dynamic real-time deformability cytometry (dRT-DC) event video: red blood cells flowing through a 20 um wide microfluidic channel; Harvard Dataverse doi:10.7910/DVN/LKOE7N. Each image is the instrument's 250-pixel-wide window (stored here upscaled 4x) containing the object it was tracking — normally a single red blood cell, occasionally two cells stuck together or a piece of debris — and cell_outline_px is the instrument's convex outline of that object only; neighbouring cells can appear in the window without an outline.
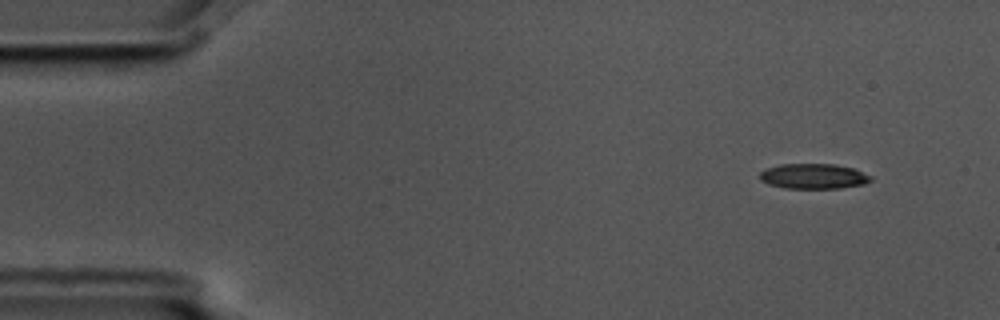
{"species": "common noctule bat (a hibernating species)", "species_latin": "Nyctalus noctula", "temperature_condition": "cold", "stored_images_in_passage": 4, "camera_frame_rate_fps": 3000, "um_per_image_px": 0.085, "animal": {"sex": "male", "body_mass_g": 17.5, "forearm_length_mm": 52.3}, "frame": {"image": 1, "passage_image": 1, "time_ms": 0.0, "image_size_px": [1000, 320], "cell_outline_px": [[872, 180], [864, 184], [840, 188], [784, 188], [768, 184], [760, 180], [760, 172], [768, 168], [780, 164], [836, 164], [852, 168], [872, 176]], "centroid_in_image_um": [69.15, 14.98], "position_along_channel_um": 15.9, "area_um2": 16.24}}
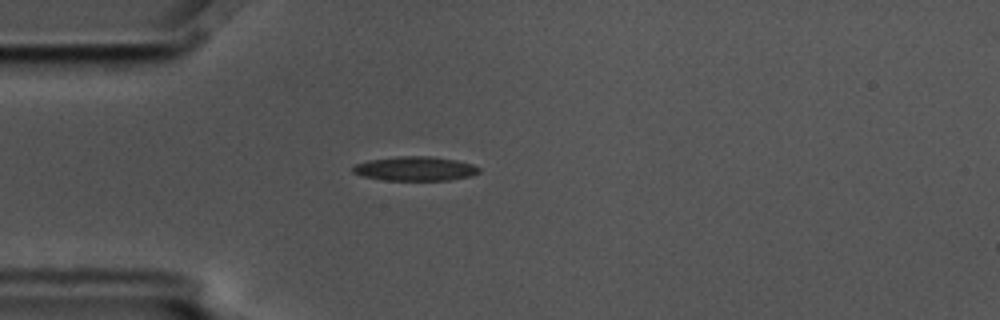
{"frame": {"image": 2, "passage_image": 4, "time_ms": 1.0, "image_size_px": [1000, 320], "cell_outline_px": [[480, 172], [472, 176], [448, 180], [384, 180], [360, 176], [352, 172], [352, 164], [368, 160], [396, 156], [432, 156], [456, 160], [472, 164], [480, 168]], "centroid_in_image_um": [35.24, 14.33], "position_along_channel_um": 49.8, "area_um2": 18.09}}